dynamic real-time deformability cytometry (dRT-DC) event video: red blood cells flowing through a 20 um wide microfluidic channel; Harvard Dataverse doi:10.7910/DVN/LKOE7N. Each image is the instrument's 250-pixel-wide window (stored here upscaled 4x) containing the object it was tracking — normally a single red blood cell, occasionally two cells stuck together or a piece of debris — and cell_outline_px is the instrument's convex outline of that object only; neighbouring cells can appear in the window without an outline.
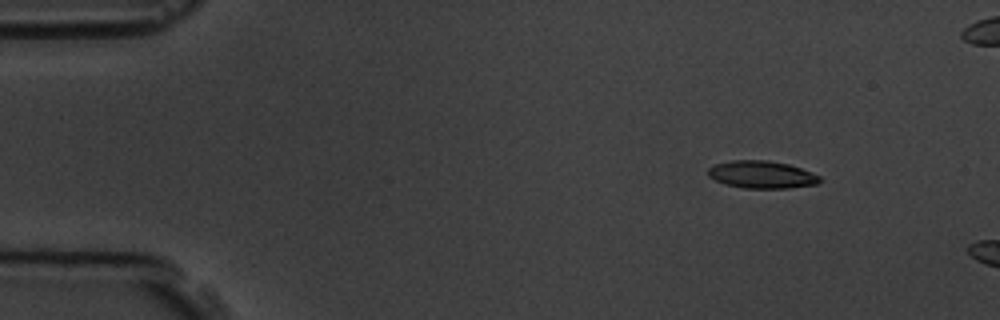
{"species": "common noctule bat (a hibernating species)", "species_latin": "Nyctalus noctula", "temperature_condition": "room temperature", "stored_images_in_passage": 5, "camera_frame_rate_fps": 3000, "um_per_image_px": 0.085, "animal": {"sex": "male", "body_mass_g": 19.5, "forearm_length_mm": 54.6}, "frame": {"image": 1, "passage_image": 2, "time_ms": 1.0, "image_size_px": [1000, 320], "cell_outline_px": [[820, 180], [816, 184], [788, 188], [744, 188], [724, 184], [708, 176], [708, 168], [716, 164], [732, 160], [768, 160], [788, 164], [812, 172], [820, 176]], "centroid_in_image_um": [64.73, 14.84], "position_along_channel_um": 20.3, "area_um2": 17.8}}